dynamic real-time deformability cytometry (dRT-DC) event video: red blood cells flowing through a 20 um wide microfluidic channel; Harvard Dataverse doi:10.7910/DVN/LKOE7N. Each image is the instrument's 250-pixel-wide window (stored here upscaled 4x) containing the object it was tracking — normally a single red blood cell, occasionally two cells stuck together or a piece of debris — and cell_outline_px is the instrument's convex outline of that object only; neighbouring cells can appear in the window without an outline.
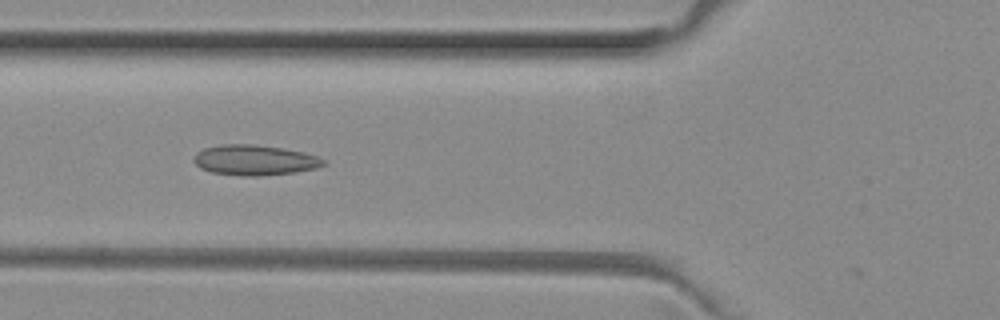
{"species": "common noctule bat (a hibernating species)", "species_latin": "Nyctalus noctula", "temperature_condition": "room temperature", "stored_images_in_passage": 45, "camera_frame_rate_fps": 3000, "um_per_image_px": 0.085, "animal": {"sex": "female", "body_mass_g": 29.2, "forearm_length_mm": 56.3}, "frame": {"image": 1, "passage_image": 12, "time_ms": 3.667, "image_size_px": [1000, 320], "cell_outline_px": [[328, 164], [316, 168], [296, 172], [260, 176], [240, 176], [212, 172], [200, 168], [192, 160], [192, 156], [196, 152], [204, 148], [220, 144], [252, 144], [284, 148], [304, 152], [316, 156], [324, 160]], "centroid_in_image_um": [21.62, 13.61], "position_along_channel_um": 104.2, "area_um2": 23.18}}
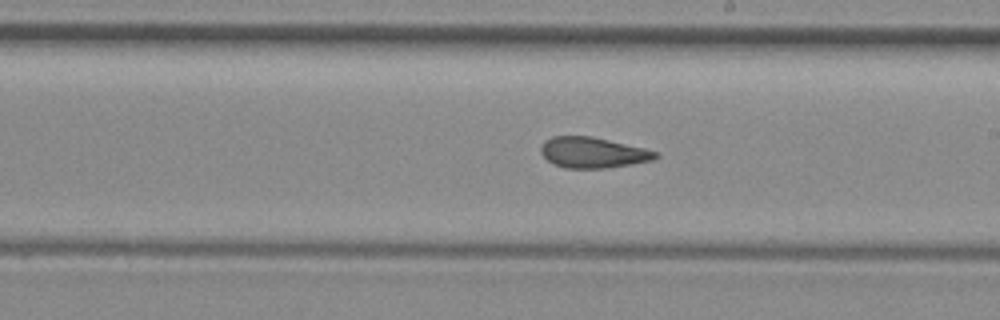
{"frame": {"image": 2, "passage_image": 22, "time_ms": 7.0, "image_size_px": [1000, 320], "cell_outline_px": [[660, 156], [652, 160], [632, 164], [608, 168], [564, 168], [552, 164], [540, 152], [540, 148], [544, 140], [552, 136], [592, 136], [644, 148], [660, 152]], "centroid_in_image_um": [50.39, 12.97], "position_along_channel_um": 238.6, "area_um2": 20.69}}
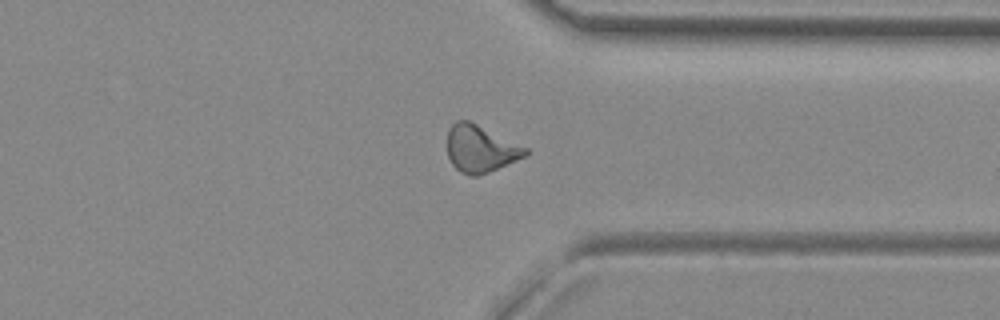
{"frame": {"image": 3, "passage_image": 32, "time_ms": 10.333, "image_size_px": [1000, 320], "cell_outline_px": [[528, 152], [524, 156], [488, 172], [476, 176], [468, 176], [460, 172], [452, 164], [448, 156], [448, 128], [456, 120], [468, 120], [528, 148]], "centroid_in_image_um": [40.8, 12.64], "position_along_channel_um": 370.6, "area_um2": 21.1}, "authors_computed_cell_mechanics": {"area_um2": 20.9236, "velocity_mm_per_s": 4.0336, "shape_relaxation_time_tau1_ms": null, "shape_relaxation_time_tau2_ms": 2.3555, "deformation_change_tau1": null, "deformation_change_tau2": 0.1}}